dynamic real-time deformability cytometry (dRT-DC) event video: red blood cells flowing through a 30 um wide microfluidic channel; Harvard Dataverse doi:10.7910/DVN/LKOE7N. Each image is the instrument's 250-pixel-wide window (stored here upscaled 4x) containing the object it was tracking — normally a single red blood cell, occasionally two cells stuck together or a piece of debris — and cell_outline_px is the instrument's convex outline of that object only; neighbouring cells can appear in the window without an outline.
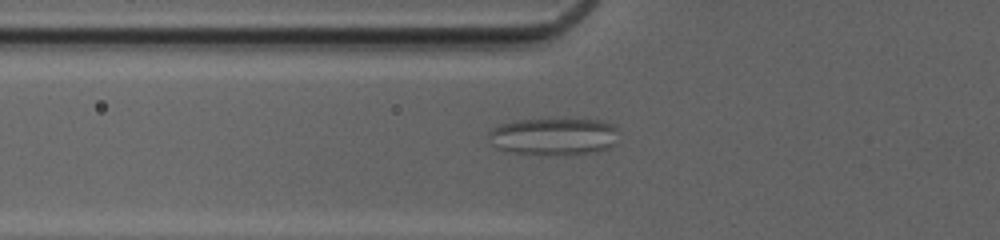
{"species": "common noctule bat (a hibernating species)", "species_latin": "Nyctalus noctula", "temperature_condition": "cold", "stored_images_in_passage": 44, "camera_frame_rate_fps": 3000, "um_per_image_px": 0.085, "animal": {"sex": "female", "body_mass_g": 20.0, "forearm_length_mm": 54.0}, "frame": {"image": 1, "passage_image": 11, "time_ms": 3.333, "image_size_px": [1000, 240], "cell_outline_px": [[616, 144], [608, 148], [596, 152], [564, 156], [548, 156], [512, 152], [500, 148], [492, 144], [488, 136], [488, 132], [492, 128], [500, 124], [516, 120], [600, 120], [616, 124]], "centroid_in_image_um": [47.09, 11.63], "position_along_channel_um": 78.7, "area_um2": 28.55}}
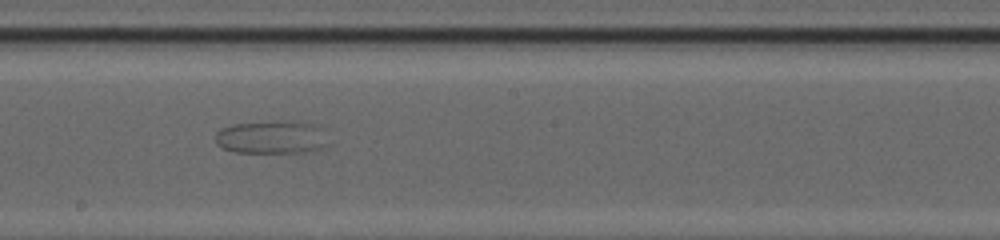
{"frame": {"image": 2, "passage_image": 22, "time_ms": 7.0, "image_size_px": [1000, 240], "cell_outline_px": [[328, 144], [320, 148], [300, 152], [236, 152], [224, 148], [216, 144], [216, 132], [232, 124], [280, 120], [300, 120], [320, 124]], "centroid_in_image_um": [23.13, 11.62], "position_along_channel_um": 225.1, "area_um2": 22.02}}
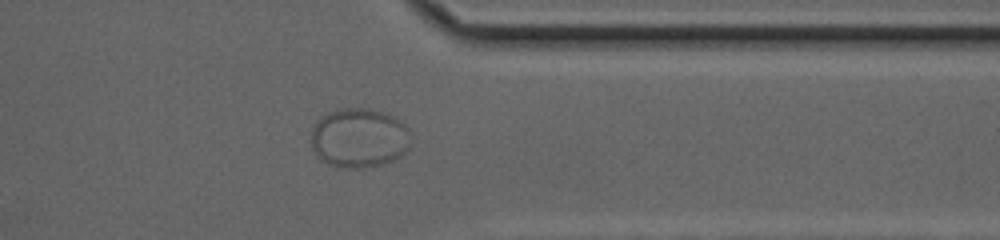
{"frame": {"image": 3, "passage_image": 34, "time_ms": 11.0, "image_size_px": [1000, 240], "cell_outline_px": [[408, 148], [400, 156], [384, 164], [364, 168], [344, 168], [328, 164], [320, 160], [316, 156], [312, 148], [312, 128], [316, 120], [320, 116], [336, 108], [368, 108], [384, 112], [396, 116], [408, 128]], "centroid_in_image_um": [30.49, 11.71], "position_along_channel_um": 380.9, "area_um2": 34.97}}